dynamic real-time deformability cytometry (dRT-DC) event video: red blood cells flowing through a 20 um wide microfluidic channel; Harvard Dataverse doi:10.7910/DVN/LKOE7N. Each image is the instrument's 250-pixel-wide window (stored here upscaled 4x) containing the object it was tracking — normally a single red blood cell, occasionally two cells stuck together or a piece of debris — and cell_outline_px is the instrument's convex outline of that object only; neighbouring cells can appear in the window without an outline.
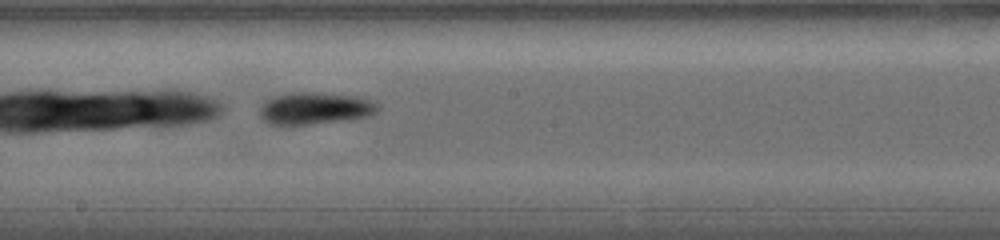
{"species": "common noctule bat (a hibernating species)", "species_latin": "Nyctalus noctula", "temperature_condition": "warm", "stored_images_in_passage": 25, "camera_frame_rate_fps": 5000, "um_per_image_px": 0.085, "animal": {"sex": "female", "body_mass_g": 19.0, "forearm_length_mm": 56.7}, "frame": {"image": 1, "passage_image": 11, "time_ms": 4.0, "image_size_px": [1000, 240], "cell_outline_px": [[380, 108], [376, 112], [368, 116], [340, 120], [308, 124], [268, 124], [260, 116], [260, 108], [264, 100], [272, 96], [292, 92], [316, 92], [356, 96], [380, 104]], "centroid_in_image_um": [26.73, 9.19], "position_along_channel_um": 221.5, "area_um2": 21.91}}
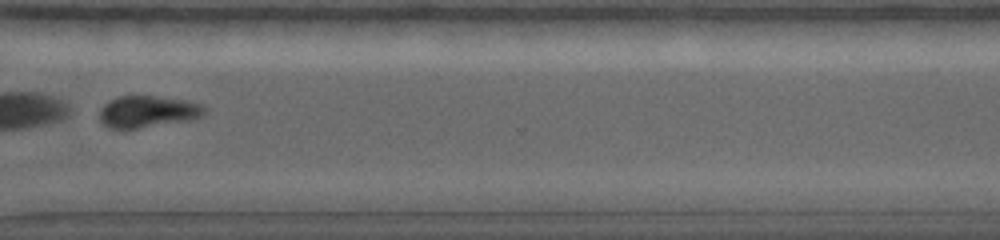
{"frame": {"image": 2, "passage_image": 18, "time_ms": 7.6, "image_size_px": [1000, 240], "cell_outline_px": [[208, 108], [204, 116], [188, 120], [136, 128], [108, 128], [100, 120], [100, 108], [108, 100], [116, 96], [156, 96], [184, 100], [200, 104]], "centroid_in_image_um": [12.55, 9.47], "position_along_channel_um": 358.0, "area_um2": 19.36}}